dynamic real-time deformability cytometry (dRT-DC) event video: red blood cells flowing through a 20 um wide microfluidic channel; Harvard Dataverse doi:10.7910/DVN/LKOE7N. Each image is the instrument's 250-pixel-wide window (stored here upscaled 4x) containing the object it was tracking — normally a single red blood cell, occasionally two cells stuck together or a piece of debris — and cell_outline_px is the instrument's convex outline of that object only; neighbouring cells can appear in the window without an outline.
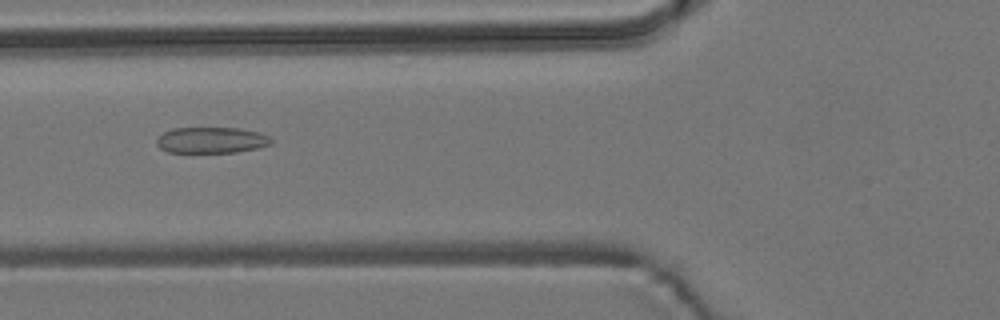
{"species": "common noctule bat (a hibernating species)", "species_latin": "Nyctalus noctula", "temperature_condition": "room temperature", "stored_images_in_passage": 4, "camera_frame_rate_fps": 3000, "um_per_image_px": 0.085, "animal": {"sex": "male", "body_mass_g": 19.2, "forearm_length_mm": 51.8}, "frame": {"image": 1, "passage_image": 2, "time_ms": 1.333, "image_size_px": [1000, 320], "cell_outline_px": [[272, 144], [256, 148], [236, 152], [168, 152], [160, 148], [156, 144], [156, 140], [164, 132], [172, 128], [240, 128], [260, 132], [268, 136], [272, 140]], "centroid_in_image_um": [17.97, 11.9], "position_along_channel_um": 107.8, "area_um2": 17.34}}